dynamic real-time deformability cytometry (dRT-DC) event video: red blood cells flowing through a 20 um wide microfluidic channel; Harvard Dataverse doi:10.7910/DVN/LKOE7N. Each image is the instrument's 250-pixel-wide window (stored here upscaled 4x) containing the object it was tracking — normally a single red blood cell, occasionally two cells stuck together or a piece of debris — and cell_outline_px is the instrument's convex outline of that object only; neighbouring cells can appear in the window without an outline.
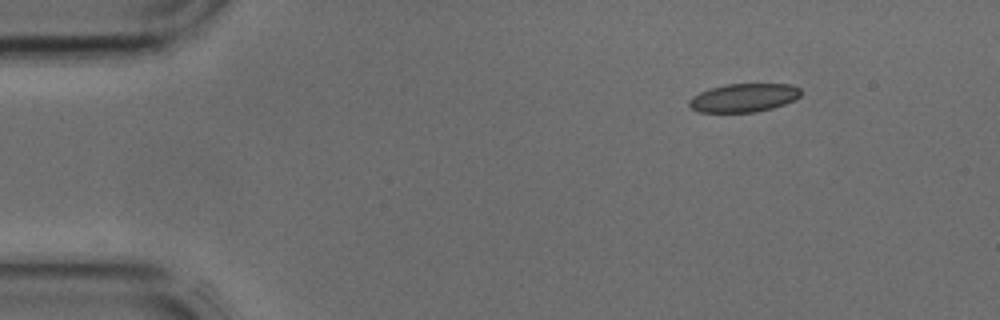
{"species": "common noctule bat (a hibernating species)", "species_latin": "Nyctalus noctula", "temperature_condition": "cold", "stored_images_in_passage": 29, "camera_frame_rate_fps": 3000, "um_per_image_px": 0.085, "animal": {"sex": "male", "body_mass_g": 17.9, "forearm_length_mm": 54.2}, "frame": {"image": 1, "passage_image": 1, "time_ms": 0.0, "image_size_px": [1000, 320], "cell_outline_px": [[800, 96], [784, 104], [772, 108], [756, 112], [700, 112], [692, 108], [688, 104], [688, 100], [692, 96], [700, 92], [724, 84], [792, 84], [800, 88]], "centroid_in_image_um": [63.21, 8.3], "position_along_channel_um": 21.8, "area_um2": 18.44}}
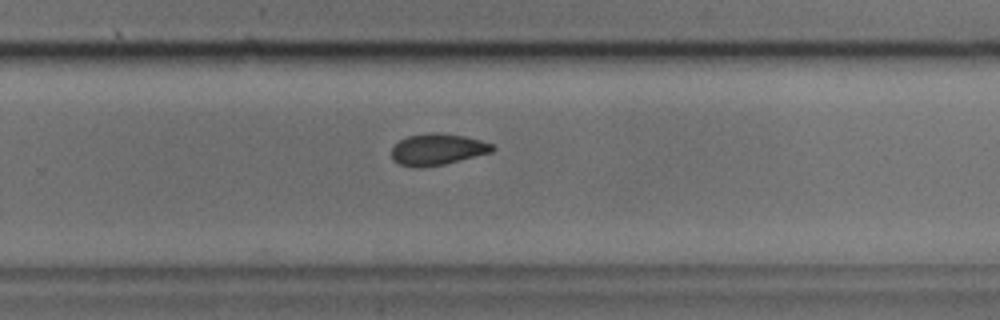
{"frame": {"image": 2, "passage_image": 23, "time_ms": 7.333, "image_size_px": [1000, 320], "cell_outline_px": [[496, 148], [492, 152], [444, 164], [420, 168], [416, 168], [400, 164], [392, 160], [392, 148], [400, 140], [408, 136], [428, 132], [440, 132], [464, 136], [496, 144]], "centroid_in_image_um": [37.21, 12.69], "position_along_channel_um": 292.6, "area_um2": 18.61}}
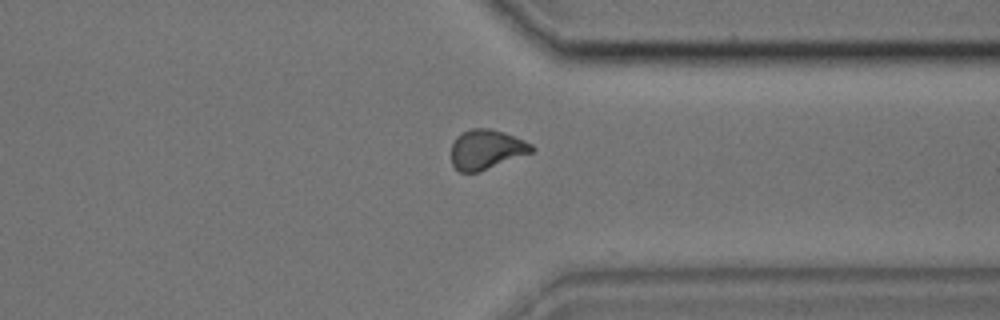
{"frame": {"image": 3, "passage_image": 28, "time_ms": 9.0, "image_size_px": [1000, 320], "cell_outline_px": [[536, 148], [532, 152], [476, 172], [460, 172], [452, 164], [452, 144], [456, 136], [472, 128], [492, 128], [504, 132], [524, 140], [532, 144]], "centroid_in_image_um": [41.34, 12.67], "position_along_channel_um": 370.1, "area_um2": 18.32}}